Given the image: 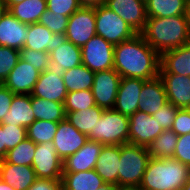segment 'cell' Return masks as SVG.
<instances>
[{"label":"cell","mask_w":190,"mask_h":190,"mask_svg":"<svg viewBox=\"0 0 190 190\" xmlns=\"http://www.w3.org/2000/svg\"><path fill=\"white\" fill-rule=\"evenodd\" d=\"M161 55L140 34L114 46L113 69L121 77L150 80L159 76Z\"/></svg>","instance_id":"cell-1"},{"label":"cell","mask_w":190,"mask_h":190,"mask_svg":"<svg viewBox=\"0 0 190 190\" xmlns=\"http://www.w3.org/2000/svg\"><path fill=\"white\" fill-rule=\"evenodd\" d=\"M139 34L160 55L190 43V29L185 15L147 18Z\"/></svg>","instance_id":"cell-2"},{"label":"cell","mask_w":190,"mask_h":190,"mask_svg":"<svg viewBox=\"0 0 190 190\" xmlns=\"http://www.w3.org/2000/svg\"><path fill=\"white\" fill-rule=\"evenodd\" d=\"M190 177V166L174 158H150L140 190H181Z\"/></svg>","instance_id":"cell-3"},{"label":"cell","mask_w":190,"mask_h":190,"mask_svg":"<svg viewBox=\"0 0 190 190\" xmlns=\"http://www.w3.org/2000/svg\"><path fill=\"white\" fill-rule=\"evenodd\" d=\"M150 158L147 147L129 143L121 145L118 186L138 188Z\"/></svg>","instance_id":"cell-4"},{"label":"cell","mask_w":190,"mask_h":190,"mask_svg":"<svg viewBox=\"0 0 190 190\" xmlns=\"http://www.w3.org/2000/svg\"><path fill=\"white\" fill-rule=\"evenodd\" d=\"M95 141L103 145L129 143V116L114 109H105L95 125Z\"/></svg>","instance_id":"cell-5"},{"label":"cell","mask_w":190,"mask_h":190,"mask_svg":"<svg viewBox=\"0 0 190 190\" xmlns=\"http://www.w3.org/2000/svg\"><path fill=\"white\" fill-rule=\"evenodd\" d=\"M95 21L96 35L114 46L137 34L119 15L104 4L95 7Z\"/></svg>","instance_id":"cell-6"},{"label":"cell","mask_w":190,"mask_h":190,"mask_svg":"<svg viewBox=\"0 0 190 190\" xmlns=\"http://www.w3.org/2000/svg\"><path fill=\"white\" fill-rule=\"evenodd\" d=\"M96 35L95 7L81 6L69 18L64 37L75 46H84Z\"/></svg>","instance_id":"cell-7"},{"label":"cell","mask_w":190,"mask_h":190,"mask_svg":"<svg viewBox=\"0 0 190 190\" xmlns=\"http://www.w3.org/2000/svg\"><path fill=\"white\" fill-rule=\"evenodd\" d=\"M82 64L93 72L113 69L114 45L95 35L81 47Z\"/></svg>","instance_id":"cell-8"},{"label":"cell","mask_w":190,"mask_h":190,"mask_svg":"<svg viewBox=\"0 0 190 190\" xmlns=\"http://www.w3.org/2000/svg\"><path fill=\"white\" fill-rule=\"evenodd\" d=\"M32 168L37 178L62 179L63 161L58 157L53 142L36 144Z\"/></svg>","instance_id":"cell-9"},{"label":"cell","mask_w":190,"mask_h":190,"mask_svg":"<svg viewBox=\"0 0 190 190\" xmlns=\"http://www.w3.org/2000/svg\"><path fill=\"white\" fill-rule=\"evenodd\" d=\"M164 131L152 115L138 110L129 116V144L147 147Z\"/></svg>","instance_id":"cell-10"},{"label":"cell","mask_w":190,"mask_h":190,"mask_svg":"<svg viewBox=\"0 0 190 190\" xmlns=\"http://www.w3.org/2000/svg\"><path fill=\"white\" fill-rule=\"evenodd\" d=\"M67 93L62 72L50 67L40 73L31 96L40 97L48 101L64 103Z\"/></svg>","instance_id":"cell-11"},{"label":"cell","mask_w":190,"mask_h":190,"mask_svg":"<svg viewBox=\"0 0 190 190\" xmlns=\"http://www.w3.org/2000/svg\"><path fill=\"white\" fill-rule=\"evenodd\" d=\"M121 76L114 70L95 72L92 93L95 103L103 109H113Z\"/></svg>","instance_id":"cell-12"},{"label":"cell","mask_w":190,"mask_h":190,"mask_svg":"<svg viewBox=\"0 0 190 190\" xmlns=\"http://www.w3.org/2000/svg\"><path fill=\"white\" fill-rule=\"evenodd\" d=\"M87 141L88 136L79 132L65 119L58 123L53 145L58 157L64 161L70 155L75 154Z\"/></svg>","instance_id":"cell-13"},{"label":"cell","mask_w":190,"mask_h":190,"mask_svg":"<svg viewBox=\"0 0 190 190\" xmlns=\"http://www.w3.org/2000/svg\"><path fill=\"white\" fill-rule=\"evenodd\" d=\"M104 5L119 15L139 34L147 21L146 5L142 0H106Z\"/></svg>","instance_id":"cell-14"},{"label":"cell","mask_w":190,"mask_h":190,"mask_svg":"<svg viewBox=\"0 0 190 190\" xmlns=\"http://www.w3.org/2000/svg\"><path fill=\"white\" fill-rule=\"evenodd\" d=\"M145 81L139 78L121 77L113 109L127 116L136 113Z\"/></svg>","instance_id":"cell-15"},{"label":"cell","mask_w":190,"mask_h":190,"mask_svg":"<svg viewBox=\"0 0 190 190\" xmlns=\"http://www.w3.org/2000/svg\"><path fill=\"white\" fill-rule=\"evenodd\" d=\"M40 73L31 64L19 59L2 84L14 94H31Z\"/></svg>","instance_id":"cell-16"},{"label":"cell","mask_w":190,"mask_h":190,"mask_svg":"<svg viewBox=\"0 0 190 190\" xmlns=\"http://www.w3.org/2000/svg\"><path fill=\"white\" fill-rule=\"evenodd\" d=\"M103 144L89 140L63 161V173L84 172L95 169Z\"/></svg>","instance_id":"cell-17"},{"label":"cell","mask_w":190,"mask_h":190,"mask_svg":"<svg viewBox=\"0 0 190 190\" xmlns=\"http://www.w3.org/2000/svg\"><path fill=\"white\" fill-rule=\"evenodd\" d=\"M167 100L179 109L190 108V76L159 73Z\"/></svg>","instance_id":"cell-18"},{"label":"cell","mask_w":190,"mask_h":190,"mask_svg":"<svg viewBox=\"0 0 190 190\" xmlns=\"http://www.w3.org/2000/svg\"><path fill=\"white\" fill-rule=\"evenodd\" d=\"M28 36V24L22 23L10 12L0 21V46L21 50Z\"/></svg>","instance_id":"cell-19"},{"label":"cell","mask_w":190,"mask_h":190,"mask_svg":"<svg viewBox=\"0 0 190 190\" xmlns=\"http://www.w3.org/2000/svg\"><path fill=\"white\" fill-rule=\"evenodd\" d=\"M167 102L166 91L159 76L144 82L140 93L138 110L153 115Z\"/></svg>","instance_id":"cell-20"},{"label":"cell","mask_w":190,"mask_h":190,"mask_svg":"<svg viewBox=\"0 0 190 190\" xmlns=\"http://www.w3.org/2000/svg\"><path fill=\"white\" fill-rule=\"evenodd\" d=\"M0 179L15 190H28L37 177L32 166L16 165L0 160Z\"/></svg>","instance_id":"cell-21"},{"label":"cell","mask_w":190,"mask_h":190,"mask_svg":"<svg viewBox=\"0 0 190 190\" xmlns=\"http://www.w3.org/2000/svg\"><path fill=\"white\" fill-rule=\"evenodd\" d=\"M50 63L51 67L61 72L82 64L81 47L61 37L56 48L50 52Z\"/></svg>","instance_id":"cell-22"},{"label":"cell","mask_w":190,"mask_h":190,"mask_svg":"<svg viewBox=\"0 0 190 190\" xmlns=\"http://www.w3.org/2000/svg\"><path fill=\"white\" fill-rule=\"evenodd\" d=\"M159 73L190 76V43L163 52Z\"/></svg>","instance_id":"cell-23"},{"label":"cell","mask_w":190,"mask_h":190,"mask_svg":"<svg viewBox=\"0 0 190 190\" xmlns=\"http://www.w3.org/2000/svg\"><path fill=\"white\" fill-rule=\"evenodd\" d=\"M121 145H103L95 171L105 183L118 185Z\"/></svg>","instance_id":"cell-24"},{"label":"cell","mask_w":190,"mask_h":190,"mask_svg":"<svg viewBox=\"0 0 190 190\" xmlns=\"http://www.w3.org/2000/svg\"><path fill=\"white\" fill-rule=\"evenodd\" d=\"M35 121L31 106V94H15L9 112L0 124H12L28 128Z\"/></svg>","instance_id":"cell-25"},{"label":"cell","mask_w":190,"mask_h":190,"mask_svg":"<svg viewBox=\"0 0 190 190\" xmlns=\"http://www.w3.org/2000/svg\"><path fill=\"white\" fill-rule=\"evenodd\" d=\"M60 38L59 35L53 34L44 25L39 23L29 24L28 36L23 48L50 53L56 48Z\"/></svg>","instance_id":"cell-26"},{"label":"cell","mask_w":190,"mask_h":190,"mask_svg":"<svg viewBox=\"0 0 190 190\" xmlns=\"http://www.w3.org/2000/svg\"><path fill=\"white\" fill-rule=\"evenodd\" d=\"M104 110L96 105L87 110L69 112L66 114V120L79 132L88 136L89 140L95 141V125L101 118Z\"/></svg>","instance_id":"cell-27"},{"label":"cell","mask_w":190,"mask_h":190,"mask_svg":"<svg viewBox=\"0 0 190 190\" xmlns=\"http://www.w3.org/2000/svg\"><path fill=\"white\" fill-rule=\"evenodd\" d=\"M61 180L63 190H98L105 183L95 169L63 173Z\"/></svg>","instance_id":"cell-28"},{"label":"cell","mask_w":190,"mask_h":190,"mask_svg":"<svg viewBox=\"0 0 190 190\" xmlns=\"http://www.w3.org/2000/svg\"><path fill=\"white\" fill-rule=\"evenodd\" d=\"M47 10V0H24L12 5L10 12L19 21L25 24L38 23L40 16Z\"/></svg>","instance_id":"cell-29"},{"label":"cell","mask_w":190,"mask_h":190,"mask_svg":"<svg viewBox=\"0 0 190 190\" xmlns=\"http://www.w3.org/2000/svg\"><path fill=\"white\" fill-rule=\"evenodd\" d=\"M31 106L35 120L61 122L66 119L64 103L48 101L31 96Z\"/></svg>","instance_id":"cell-30"},{"label":"cell","mask_w":190,"mask_h":190,"mask_svg":"<svg viewBox=\"0 0 190 190\" xmlns=\"http://www.w3.org/2000/svg\"><path fill=\"white\" fill-rule=\"evenodd\" d=\"M67 92L91 90L95 72L89 70L83 64L62 72Z\"/></svg>","instance_id":"cell-31"},{"label":"cell","mask_w":190,"mask_h":190,"mask_svg":"<svg viewBox=\"0 0 190 190\" xmlns=\"http://www.w3.org/2000/svg\"><path fill=\"white\" fill-rule=\"evenodd\" d=\"M145 5L148 18H166L185 15L186 0H147Z\"/></svg>","instance_id":"cell-32"},{"label":"cell","mask_w":190,"mask_h":190,"mask_svg":"<svg viewBox=\"0 0 190 190\" xmlns=\"http://www.w3.org/2000/svg\"><path fill=\"white\" fill-rule=\"evenodd\" d=\"M178 136L170 129L164 130L149 146L151 158H173Z\"/></svg>","instance_id":"cell-33"},{"label":"cell","mask_w":190,"mask_h":190,"mask_svg":"<svg viewBox=\"0 0 190 190\" xmlns=\"http://www.w3.org/2000/svg\"><path fill=\"white\" fill-rule=\"evenodd\" d=\"M35 150L36 144L32 140L26 138L15 148L7 151L3 160L16 165L32 166Z\"/></svg>","instance_id":"cell-34"},{"label":"cell","mask_w":190,"mask_h":190,"mask_svg":"<svg viewBox=\"0 0 190 190\" xmlns=\"http://www.w3.org/2000/svg\"><path fill=\"white\" fill-rule=\"evenodd\" d=\"M57 128L58 122L35 120L27 128V138L35 144L53 142Z\"/></svg>","instance_id":"cell-35"},{"label":"cell","mask_w":190,"mask_h":190,"mask_svg":"<svg viewBox=\"0 0 190 190\" xmlns=\"http://www.w3.org/2000/svg\"><path fill=\"white\" fill-rule=\"evenodd\" d=\"M96 106L92 90L68 92L64 101L65 113L87 110Z\"/></svg>","instance_id":"cell-36"},{"label":"cell","mask_w":190,"mask_h":190,"mask_svg":"<svg viewBox=\"0 0 190 190\" xmlns=\"http://www.w3.org/2000/svg\"><path fill=\"white\" fill-rule=\"evenodd\" d=\"M68 16L53 13L46 10L38 21L39 24L47 27L53 34L64 37L68 25Z\"/></svg>","instance_id":"cell-37"},{"label":"cell","mask_w":190,"mask_h":190,"mask_svg":"<svg viewBox=\"0 0 190 190\" xmlns=\"http://www.w3.org/2000/svg\"><path fill=\"white\" fill-rule=\"evenodd\" d=\"M20 59V52L6 46H0V83H3Z\"/></svg>","instance_id":"cell-38"},{"label":"cell","mask_w":190,"mask_h":190,"mask_svg":"<svg viewBox=\"0 0 190 190\" xmlns=\"http://www.w3.org/2000/svg\"><path fill=\"white\" fill-rule=\"evenodd\" d=\"M20 59L31 64L39 72H43L51 67L50 53L45 51H34L32 49L22 48Z\"/></svg>","instance_id":"cell-39"},{"label":"cell","mask_w":190,"mask_h":190,"mask_svg":"<svg viewBox=\"0 0 190 190\" xmlns=\"http://www.w3.org/2000/svg\"><path fill=\"white\" fill-rule=\"evenodd\" d=\"M4 132L5 155L7 151L15 148L27 138V128L13 126L12 124H1Z\"/></svg>","instance_id":"cell-40"},{"label":"cell","mask_w":190,"mask_h":190,"mask_svg":"<svg viewBox=\"0 0 190 190\" xmlns=\"http://www.w3.org/2000/svg\"><path fill=\"white\" fill-rule=\"evenodd\" d=\"M178 109L168 101L160 110L152 115V118L157 120L159 126L164 130H170L175 121Z\"/></svg>","instance_id":"cell-41"},{"label":"cell","mask_w":190,"mask_h":190,"mask_svg":"<svg viewBox=\"0 0 190 190\" xmlns=\"http://www.w3.org/2000/svg\"><path fill=\"white\" fill-rule=\"evenodd\" d=\"M80 7L78 0H47V10L68 17Z\"/></svg>","instance_id":"cell-42"},{"label":"cell","mask_w":190,"mask_h":190,"mask_svg":"<svg viewBox=\"0 0 190 190\" xmlns=\"http://www.w3.org/2000/svg\"><path fill=\"white\" fill-rule=\"evenodd\" d=\"M173 158L190 166V133L178 136Z\"/></svg>","instance_id":"cell-43"},{"label":"cell","mask_w":190,"mask_h":190,"mask_svg":"<svg viewBox=\"0 0 190 190\" xmlns=\"http://www.w3.org/2000/svg\"><path fill=\"white\" fill-rule=\"evenodd\" d=\"M171 130L177 136L190 133V108L178 109Z\"/></svg>","instance_id":"cell-44"},{"label":"cell","mask_w":190,"mask_h":190,"mask_svg":"<svg viewBox=\"0 0 190 190\" xmlns=\"http://www.w3.org/2000/svg\"><path fill=\"white\" fill-rule=\"evenodd\" d=\"M14 95V93L0 83V123H2L4 116L9 112Z\"/></svg>","instance_id":"cell-45"},{"label":"cell","mask_w":190,"mask_h":190,"mask_svg":"<svg viewBox=\"0 0 190 190\" xmlns=\"http://www.w3.org/2000/svg\"><path fill=\"white\" fill-rule=\"evenodd\" d=\"M28 190H63L62 180L37 178Z\"/></svg>","instance_id":"cell-46"},{"label":"cell","mask_w":190,"mask_h":190,"mask_svg":"<svg viewBox=\"0 0 190 190\" xmlns=\"http://www.w3.org/2000/svg\"><path fill=\"white\" fill-rule=\"evenodd\" d=\"M79 4L84 7H96L105 3L106 0H78Z\"/></svg>","instance_id":"cell-47"},{"label":"cell","mask_w":190,"mask_h":190,"mask_svg":"<svg viewBox=\"0 0 190 190\" xmlns=\"http://www.w3.org/2000/svg\"><path fill=\"white\" fill-rule=\"evenodd\" d=\"M5 157V144H4V132L2 131V125L0 124V160Z\"/></svg>","instance_id":"cell-48"},{"label":"cell","mask_w":190,"mask_h":190,"mask_svg":"<svg viewBox=\"0 0 190 190\" xmlns=\"http://www.w3.org/2000/svg\"><path fill=\"white\" fill-rule=\"evenodd\" d=\"M119 186L112 183H104L98 190H119Z\"/></svg>","instance_id":"cell-49"},{"label":"cell","mask_w":190,"mask_h":190,"mask_svg":"<svg viewBox=\"0 0 190 190\" xmlns=\"http://www.w3.org/2000/svg\"><path fill=\"white\" fill-rule=\"evenodd\" d=\"M8 12V8L4 0H0V21L3 16Z\"/></svg>","instance_id":"cell-50"},{"label":"cell","mask_w":190,"mask_h":190,"mask_svg":"<svg viewBox=\"0 0 190 190\" xmlns=\"http://www.w3.org/2000/svg\"><path fill=\"white\" fill-rule=\"evenodd\" d=\"M185 17L190 29V0H186Z\"/></svg>","instance_id":"cell-51"},{"label":"cell","mask_w":190,"mask_h":190,"mask_svg":"<svg viewBox=\"0 0 190 190\" xmlns=\"http://www.w3.org/2000/svg\"><path fill=\"white\" fill-rule=\"evenodd\" d=\"M0 190H15V189L0 179Z\"/></svg>","instance_id":"cell-52"},{"label":"cell","mask_w":190,"mask_h":190,"mask_svg":"<svg viewBox=\"0 0 190 190\" xmlns=\"http://www.w3.org/2000/svg\"><path fill=\"white\" fill-rule=\"evenodd\" d=\"M24 0H4V2L7 5V8L9 9L12 5H15L17 3L23 2Z\"/></svg>","instance_id":"cell-53"},{"label":"cell","mask_w":190,"mask_h":190,"mask_svg":"<svg viewBox=\"0 0 190 190\" xmlns=\"http://www.w3.org/2000/svg\"><path fill=\"white\" fill-rule=\"evenodd\" d=\"M181 190H190V177L188 178V181L186 184L182 187Z\"/></svg>","instance_id":"cell-54"},{"label":"cell","mask_w":190,"mask_h":190,"mask_svg":"<svg viewBox=\"0 0 190 190\" xmlns=\"http://www.w3.org/2000/svg\"><path fill=\"white\" fill-rule=\"evenodd\" d=\"M119 190H140L139 188L120 187Z\"/></svg>","instance_id":"cell-55"}]
</instances>
